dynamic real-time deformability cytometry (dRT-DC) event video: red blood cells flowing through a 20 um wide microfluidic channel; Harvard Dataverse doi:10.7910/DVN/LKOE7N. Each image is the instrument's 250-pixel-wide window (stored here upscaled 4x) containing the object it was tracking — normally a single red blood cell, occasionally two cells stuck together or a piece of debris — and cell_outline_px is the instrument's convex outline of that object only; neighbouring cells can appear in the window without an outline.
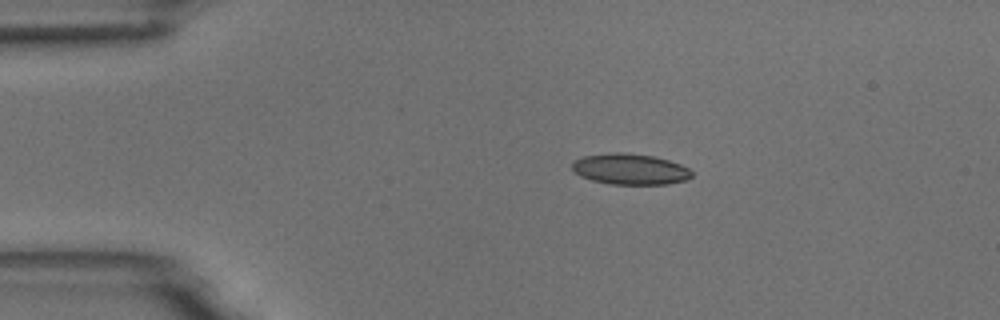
{"species": "common noctule bat (a hibernating species)", "species_latin": "Nyctalus noctula", "temperature_condition": "room temperature", "stored_images_in_passage": 6, "camera_frame_rate_fps": 3000, "um_per_image_px": 0.085, "animal": {"sex": "male", "body_mass_g": 18.8}, "frame": {"image": 1, "passage_image": 2, "time_ms": 1.333, "image_size_px": [1000, 320], "cell_outline_px": [[692, 176], [688, 180], [668, 184], [612, 184], [592, 180], [580, 176], [572, 168], [572, 160], [584, 156], [612, 152], [624, 152], [652, 156], [668, 160], [680, 164], [688, 168], [692, 172]], "centroid_in_image_um": [53.56, 14.37], "position_along_channel_um": 31.4, "area_um2": 21.56}}
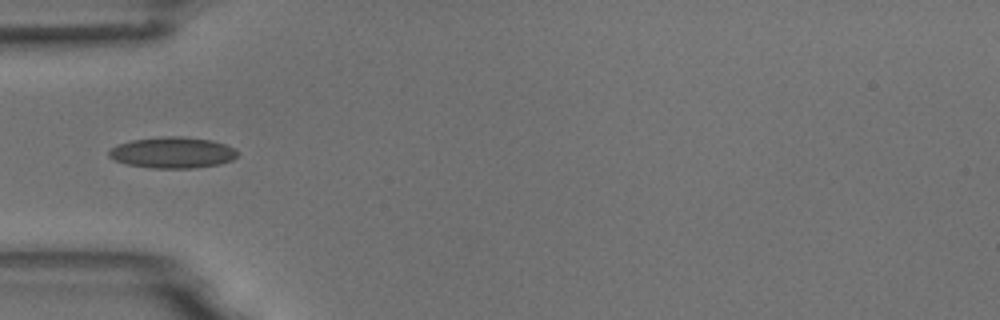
{"frame": {"image": 2, "passage_image": 4, "time_ms": 3.667, "image_size_px": [1000, 320], "cell_outline_px": [[240, 152], [232, 160], [220, 164], [192, 168], [152, 168], [128, 164], [116, 160], [108, 156], [108, 152], [116, 144], [132, 140], [160, 136], [180, 136], [212, 140], [236, 148]], "centroid_in_image_um": [14.69, 12.96], "position_along_channel_um": 70.3, "area_um2": 23.41}}